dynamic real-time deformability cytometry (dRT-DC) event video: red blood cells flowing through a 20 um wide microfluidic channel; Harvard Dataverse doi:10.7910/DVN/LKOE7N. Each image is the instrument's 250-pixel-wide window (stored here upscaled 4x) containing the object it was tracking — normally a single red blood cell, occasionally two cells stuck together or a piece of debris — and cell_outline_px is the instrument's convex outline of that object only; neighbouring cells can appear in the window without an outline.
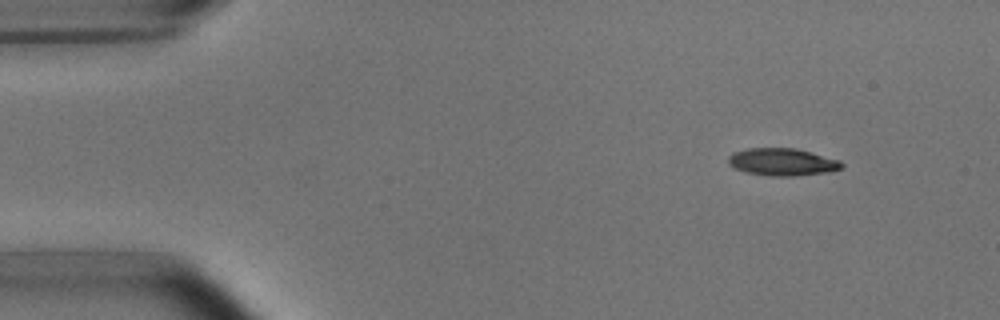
{"species": "common noctule bat (a hibernating species)", "species_latin": "Nyctalus noctula", "temperature_condition": "room temperature", "stored_images_in_passage": 4, "camera_frame_rate_fps": 3000, "um_per_image_px": 0.085, "animal": {"sex": "male", "body_mass_g": 15.6}, "frame": {"image": 1, "passage_image": 1, "time_ms": 0.0, "image_size_px": [1000, 320], "cell_outline_px": [[844, 164], [840, 168], [828, 172], [792, 176], [768, 176], [748, 172], [736, 168], [728, 164], [728, 156], [732, 152], [748, 148], [796, 148], [812, 152], [840, 160]], "centroid_in_image_um": [66.49, 13.76], "position_along_channel_um": 18.5, "area_um2": 18.09}}
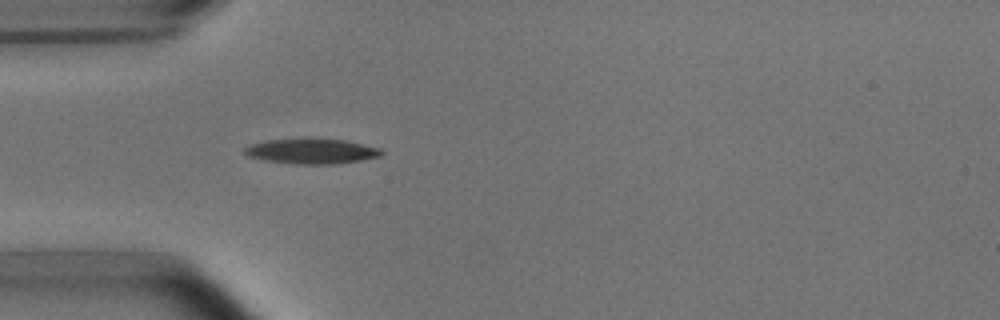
{"frame": {"image": 2, "passage_image": 4, "time_ms": 3.333, "image_size_px": [1000, 320], "cell_outline_px": [[384, 152], [380, 156], [360, 160], [336, 164], [296, 164], [264, 160], [248, 156], [244, 152], [244, 148], [252, 144], [264, 140], [344, 140], [380, 148]], "centroid_in_image_um": [26.49, 12.88], "position_along_channel_um": 58.5, "area_um2": 19.48}}